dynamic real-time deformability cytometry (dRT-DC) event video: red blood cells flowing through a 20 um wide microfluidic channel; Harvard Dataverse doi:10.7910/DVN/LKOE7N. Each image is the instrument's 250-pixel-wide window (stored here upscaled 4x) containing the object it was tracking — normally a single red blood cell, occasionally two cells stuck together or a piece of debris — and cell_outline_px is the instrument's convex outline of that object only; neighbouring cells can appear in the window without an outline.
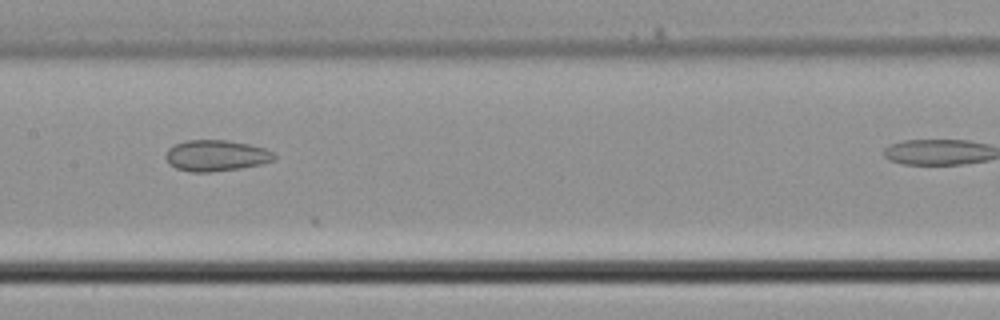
{"species": "common noctule bat (a hibernating species)", "species_latin": "Nyctalus noctula", "temperature_condition": "cold", "stored_images_in_passage": 20, "camera_frame_rate_fps": 3000, "um_per_image_px": 0.085, "animal": {"sex": "male", "body_mass_g": 21.5, "forearm_length_mm": 52.0}, "frame": {"image": 1, "passage_image": 15, "time_ms": 4.667, "image_size_px": [1000, 320], "cell_outline_px": [[276, 156], [272, 160], [260, 164], [240, 168], [212, 172], [192, 172], [176, 168], [168, 164], [164, 156], [168, 148], [184, 140], [228, 140], [248, 144], [264, 148], [272, 152]], "centroid_in_image_um": [18.31, 13.22], "position_along_channel_um": 189.1, "area_um2": 19.65}}
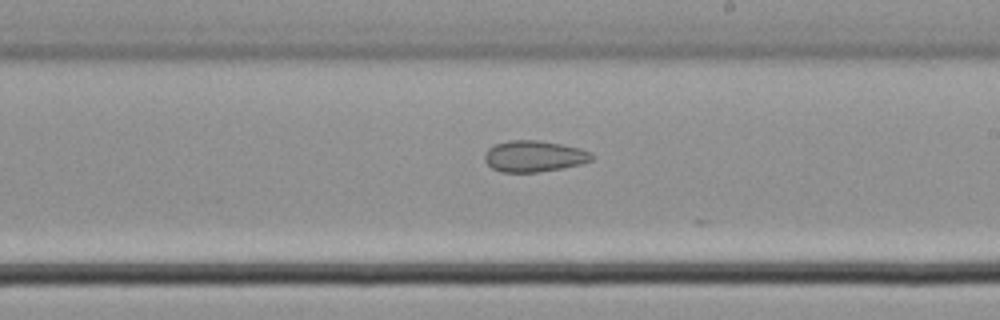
{"frame": {"image": 2, "passage_image": 18, "time_ms": 5.667, "image_size_px": [1000, 320], "cell_outline_px": [[592, 160], [580, 164], [560, 168], [536, 172], [500, 172], [492, 168], [484, 160], [484, 152], [488, 148], [496, 144], [508, 140], [536, 140], [560, 144], [580, 148], [592, 152]], "centroid_in_image_um": [45.36, 13.27], "position_along_channel_um": 243.6, "area_um2": 19.42}}